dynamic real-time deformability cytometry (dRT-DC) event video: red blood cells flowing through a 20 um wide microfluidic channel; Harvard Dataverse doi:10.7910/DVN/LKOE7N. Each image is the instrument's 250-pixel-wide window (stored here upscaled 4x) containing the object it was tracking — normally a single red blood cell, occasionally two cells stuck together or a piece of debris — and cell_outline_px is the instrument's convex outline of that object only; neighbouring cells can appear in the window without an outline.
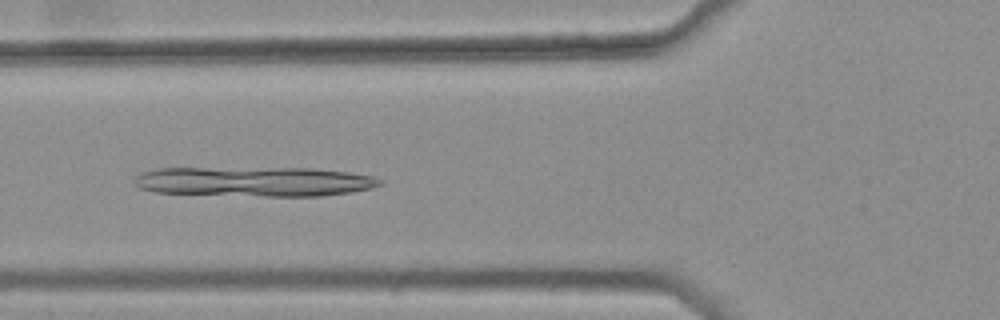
{"species": "common noctule bat (a hibernating species)", "species_latin": "Nyctalus noctula", "temperature_condition": "warm", "stored_images_in_passage": 31, "camera_frame_rate_fps": 3000, "um_per_image_px": 0.085, "animal": {"sex": "female", "body_mass_g": 25.1}, "frame": {"image": 1, "passage_image": 9, "time_ms": 2.667, "image_size_px": [1000, 320], "cell_outline_px": [[384, 184], [372, 188], [352, 192], [320, 196], [264, 196], [156, 192], [140, 188], [132, 184], [132, 180], [140, 172], [156, 168], [312, 168], [348, 172], [372, 176], [384, 180]], "centroid_in_image_um": [21.63, 15.43], "position_along_channel_um": 104.2, "area_um2": 42.83}}
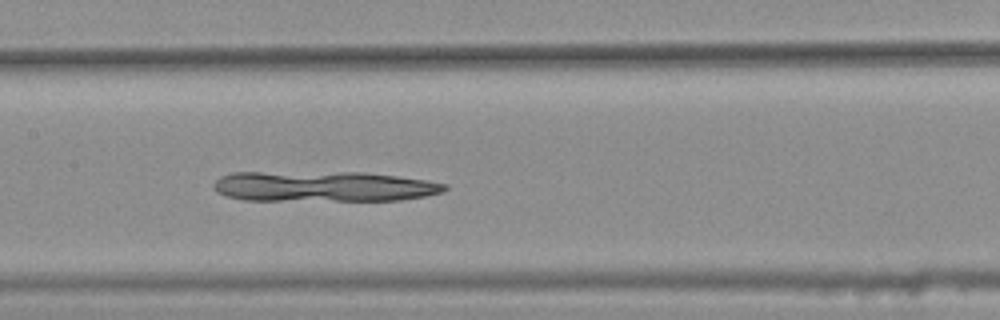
{"frame": {"image": 2, "passage_image": 15, "time_ms": 4.667, "image_size_px": [1000, 320], "cell_outline_px": [[448, 188], [444, 192], [424, 196], [400, 200], [244, 200], [224, 196], [216, 192], [212, 188], [212, 184], [220, 176], [232, 172], [360, 172], [396, 176], [424, 180], [448, 184]], "centroid_in_image_um": [27.44, 15.84], "position_along_channel_um": 180.0, "area_um2": 41.21}}
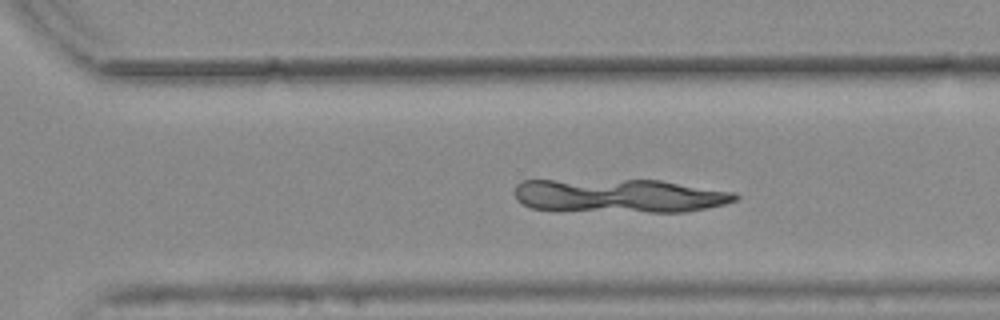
{"frame": {"image": 3, "passage_image": 26, "time_ms": 8.333, "image_size_px": [1000, 320], "cell_outline_px": [[740, 196], [736, 200], [724, 204], [684, 212], [648, 212], [532, 208], [516, 200], [516, 184], [520, 180], [660, 180], [736, 192]], "centroid_in_image_um": [52.7, 16.62], "position_along_channel_um": 317.9, "area_um2": 43.0}}